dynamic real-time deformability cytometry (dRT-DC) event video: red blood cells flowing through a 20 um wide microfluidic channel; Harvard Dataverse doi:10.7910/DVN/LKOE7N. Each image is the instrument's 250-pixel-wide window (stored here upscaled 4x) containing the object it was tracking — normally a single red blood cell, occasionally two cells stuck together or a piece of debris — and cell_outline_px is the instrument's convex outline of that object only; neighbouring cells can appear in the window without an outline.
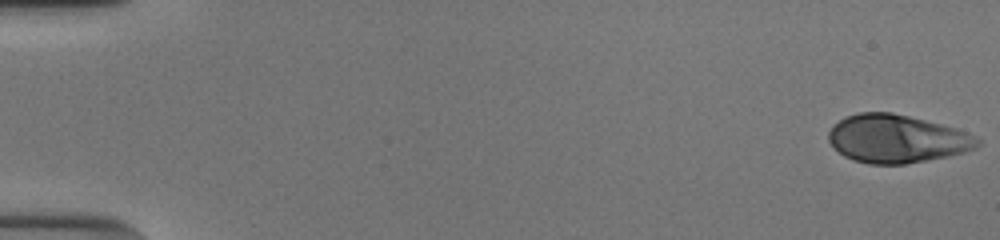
{"species": "human", "species_latin": "Homo sapiens", "temperature_condition": "cold", "stored_images_in_passage": 53, "camera_frame_rate_fps": 3000, "um_per_image_px": 0.085, "donor": {"sex": "male"}, "frame": {"image": 1, "passage_image": 1, "time_ms": 0.0, "image_size_px": [1000, 240], "cell_outline_px": [[980, 144], [976, 148], [964, 152], [948, 156], [904, 164], [868, 164], [852, 160], [844, 156], [828, 140], [828, 132], [844, 116], [860, 112], [892, 112], [956, 128], [980, 140]], "centroid_in_image_um": [76.2, 11.8], "position_along_channel_um": 8.8, "area_um2": 41.38}}
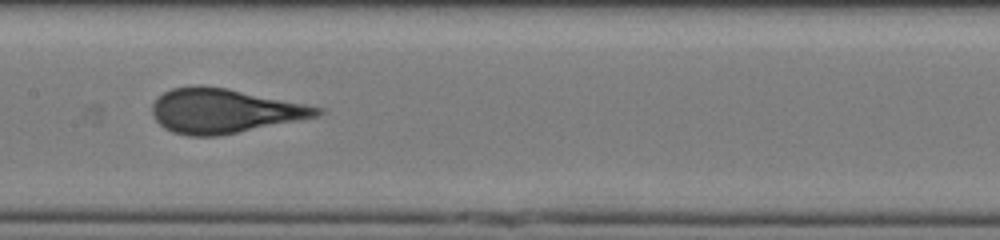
{"frame": {"image": 2, "passage_image": 28, "time_ms": 9.0, "image_size_px": [1000, 240], "cell_outline_px": [[324, 112], [320, 116], [216, 136], [188, 136], [172, 132], [164, 128], [156, 120], [152, 112], [152, 104], [164, 92], [172, 88], [228, 88], [324, 108]], "centroid_in_image_um": [19.08, 9.45], "position_along_channel_um": 188.3, "area_um2": 41.73}}
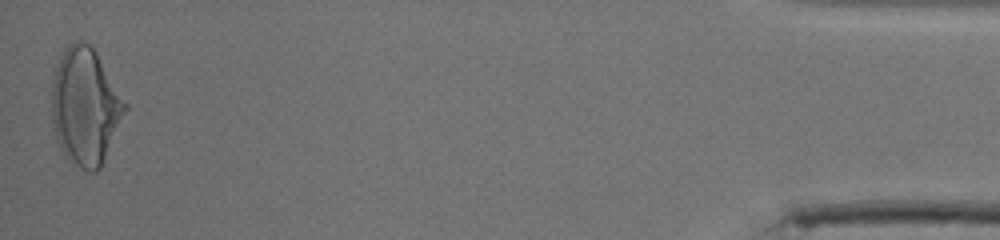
{"frame": {"image": 3, "passage_image": 53, "time_ms": 17.333, "image_size_px": [1000, 240], "cell_outline_px": [[128, 108], [100, 168], [96, 172], [88, 172], [80, 168], [68, 160], [64, 156], [60, 148], [52, 128], [52, 84], [56, 68], [68, 44], [72, 40], [80, 40], [88, 44], [96, 52], [128, 104]], "centroid_in_image_um": [7.25, 9.08], "position_along_channel_um": 427.9, "area_um2": 49.94}, "authors_computed_cell_mechanics": {"area_um2": 41.6738, "velocity_mm_per_s": 3.8689, "shape_relaxation_time_tau1_ms": 4.1352, "shape_relaxation_time_tau2_ms": null, "deformation_change_tau1": 0.1981, "deformation_change_tau2": null}}